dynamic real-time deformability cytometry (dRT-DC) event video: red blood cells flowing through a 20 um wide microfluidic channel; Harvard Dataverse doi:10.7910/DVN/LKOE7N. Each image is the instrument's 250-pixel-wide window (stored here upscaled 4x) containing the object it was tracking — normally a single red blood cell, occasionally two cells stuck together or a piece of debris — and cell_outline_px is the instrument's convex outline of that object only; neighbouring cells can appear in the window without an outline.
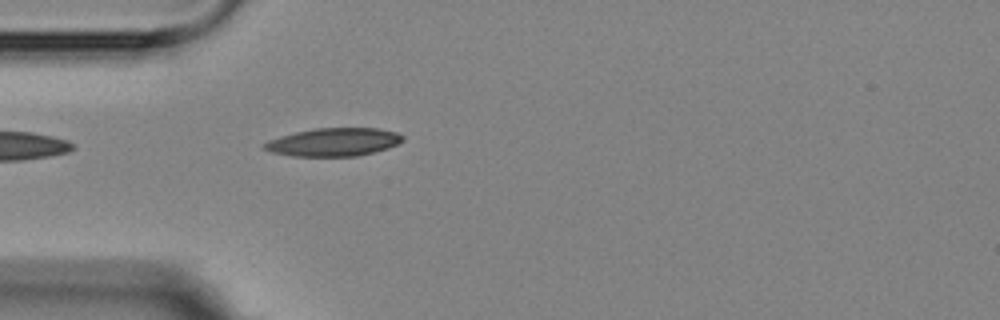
{"species": "Egyptian fruit bat (a non-hibernating species)", "species_latin": "Rousettus aegyptiacus", "temperature_condition": "room temperature", "stored_images_in_passage": 5, "camera_frame_rate_fps": 3000, "um_per_image_px": 0.085, "animal": {"sex": "female"}, "frame": {"image": 1, "passage_image": 5, "time_ms": 4.333, "image_size_px": [1000, 320], "cell_outline_px": [[404, 140], [388, 148], [356, 156], [292, 156], [272, 152], [264, 148], [264, 144], [268, 140], [280, 136], [296, 132], [316, 128], [380, 128], [396, 132], [404, 136]], "centroid_in_image_um": [28.38, 12.07], "position_along_channel_um": 56.6, "area_um2": 22.54}}